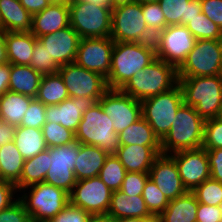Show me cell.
<instances>
[{
  "instance_id": "50",
  "label": "cell",
  "mask_w": 222,
  "mask_h": 222,
  "mask_svg": "<svg viewBox=\"0 0 222 222\" xmlns=\"http://www.w3.org/2000/svg\"><path fill=\"white\" fill-rule=\"evenodd\" d=\"M197 220L200 222H221V206H209L199 203L197 209Z\"/></svg>"
},
{
  "instance_id": "18",
  "label": "cell",
  "mask_w": 222,
  "mask_h": 222,
  "mask_svg": "<svg viewBox=\"0 0 222 222\" xmlns=\"http://www.w3.org/2000/svg\"><path fill=\"white\" fill-rule=\"evenodd\" d=\"M149 179L170 200L187 192L178 173L176 162L170 155L160 154L149 170Z\"/></svg>"
},
{
  "instance_id": "61",
  "label": "cell",
  "mask_w": 222,
  "mask_h": 222,
  "mask_svg": "<svg viewBox=\"0 0 222 222\" xmlns=\"http://www.w3.org/2000/svg\"><path fill=\"white\" fill-rule=\"evenodd\" d=\"M143 222H163L160 216H152L150 218L145 219Z\"/></svg>"
},
{
  "instance_id": "13",
  "label": "cell",
  "mask_w": 222,
  "mask_h": 222,
  "mask_svg": "<svg viewBox=\"0 0 222 222\" xmlns=\"http://www.w3.org/2000/svg\"><path fill=\"white\" fill-rule=\"evenodd\" d=\"M80 143L65 144L63 146L50 147L49 170L44 182L71 193L76 184L74 167L79 154Z\"/></svg>"
},
{
  "instance_id": "59",
  "label": "cell",
  "mask_w": 222,
  "mask_h": 222,
  "mask_svg": "<svg viewBox=\"0 0 222 222\" xmlns=\"http://www.w3.org/2000/svg\"><path fill=\"white\" fill-rule=\"evenodd\" d=\"M82 1L110 7V0H82Z\"/></svg>"
},
{
  "instance_id": "35",
  "label": "cell",
  "mask_w": 222,
  "mask_h": 222,
  "mask_svg": "<svg viewBox=\"0 0 222 222\" xmlns=\"http://www.w3.org/2000/svg\"><path fill=\"white\" fill-rule=\"evenodd\" d=\"M69 98L64 81L59 73L43 75L36 99L44 105H57Z\"/></svg>"
},
{
  "instance_id": "57",
  "label": "cell",
  "mask_w": 222,
  "mask_h": 222,
  "mask_svg": "<svg viewBox=\"0 0 222 222\" xmlns=\"http://www.w3.org/2000/svg\"><path fill=\"white\" fill-rule=\"evenodd\" d=\"M135 0H110V7L117 8L123 5H126L128 3L134 2Z\"/></svg>"
},
{
  "instance_id": "6",
  "label": "cell",
  "mask_w": 222,
  "mask_h": 222,
  "mask_svg": "<svg viewBox=\"0 0 222 222\" xmlns=\"http://www.w3.org/2000/svg\"><path fill=\"white\" fill-rule=\"evenodd\" d=\"M70 26L80 38H105L111 34L112 8L75 0L69 6Z\"/></svg>"
},
{
  "instance_id": "66",
  "label": "cell",
  "mask_w": 222,
  "mask_h": 222,
  "mask_svg": "<svg viewBox=\"0 0 222 222\" xmlns=\"http://www.w3.org/2000/svg\"><path fill=\"white\" fill-rule=\"evenodd\" d=\"M3 122V118L1 117V115H0V124Z\"/></svg>"
},
{
  "instance_id": "22",
  "label": "cell",
  "mask_w": 222,
  "mask_h": 222,
  "mask_svg": "<svg viewBox=\"0 0 222 222\" xmlns=\"http://www.w3.org/2000/svg\"><path fill=\"white\" fill-rule=\"evenodd\" d=\"M70 25L69 6L51 3L32 16L31 33L36 37L54 33Z\"/></svg>"
},
{
  "instance_id": "3",
  "label": "cell",
  "mask_w": 222,
  "mask_h": 222,
  "mask_svg": "<svg viewBox=\"0 0 222 222\" xmlns=\"http://www.w3.org/2000/svg\"><path fill=\"white\" fill-rule=\"evenodd\" d=\"M178 84V70L159 58L134 74L120 90L143 101L174 88Z\"/></svg>"
},
{
  "instance_id": "39",
  "label": "cell",
  "mask_w": 222,
  "mask_h": 222,
  "mask_svg": "<svg viewBox=\"0 0 222 222\" xmlns=\"http://www.w3.org/2000/svg\"><path fill=\"white\" fill-rule=\"evenodd\" d=\"M41 130L48 148L63 146L75 141V133L60 124L46 122Z\"/></svg>"
},
{
  "instance_id": "23",
  "label": "cell",
  "mask_w": 222,
  "mask_h": 222,
  "mask_svg": "<svg viewBox=\"0 0 222 222\" xmlns=\"http://www.w3.org/2000/svg\"><path fill=\"white\" fill-rule=\"evenodd\" d=\"M107 215L111 219L142 218L147 219L153 215L149 212L142 196H128L121 190L113 191Z\"/></svg>"
},
{
  "instance_id": "21",
  "label": "cell",
  "mask_w": 222,
  "mask_h": 222,
  "mask_svg": "<svg viewBox=\"0 0 222 222\" xmlns=\"http://www.w3.org/2000/svg\"><path fill=\"white\" fill-rule=\"evenodd\" d=\"M162 154L161 146L120 145L114 155L127 172L149 173L154 160Z\"/></svg>"
},
{
  "instance_id": "2",
  "label": "cell",
  "mask_w": 222,
  "mask_h": 222,
  "mask_svg": "<svg viewBox=\"0 0 222 222\" xmlns=\"http://www.w3.org/2000/svg\"><path fill=\"white\" fill-rule=\"evenodd\" d=\"M205 120L192 106L183 104L176 113L169 132L161 140L162 154L203 146Z\"/></svg>"
},
{
  "instance_id": "26",
  "label": "cell",
  "mask_w": 222,
  "mask_h": 222,
  "mask_svg": "<svg viewBox=\"0 0 222 222\" xmlns=\"http://www.w3.org/2000/svg\"><path fill=\"white\" fill-rule=\"evenodd\" d=\"M0 16L4 32H31L32 15L19 0H0Z\"/></svg>"
},
{
  "instance_id": "56",
  "label": "cell",
  "mask_w": 222,
  "mask_h": 222,
  "mask_svg": "<svg viewBox=\"0 0 222 222\" xmlns=\"http://www.w3.org/2000/svg\"><path fill=\"white\" fill-rule=\"evenodd\" d=\"M86 222H112L107 214H90Z\"/></svg>"
},
{
  "instance_id": "8",
  "label": "cell",
  "mask_w": 222,
  "mask_h": 222,
  "mask_svg": "<svg viewBox=\"0 0 222 222\" xmlns=\"http://www.w3.org/2000/svg\"><path fill=\"white\" fill-rule=\"evenodd\" d=\"M110 37L114 42L154 43L155 35L147 27L141 3L134 1L112 9Z\"/></svg>"
},
{
  "instance_id": "65",
  "label": "cell",
  "mask_w": 222,
  "mask_h": 222,
  "mask_svg": "<svg viewBox=\"0 0 222 222\" xmlns=\"http://www.w3.org/2000/svg\"><path fill=\"white\" fill-rule=\"evenodd\" d=\"M0 31H3V22H2L1 16H0Z\"/></svg>"
},
{
  "instance_id": "40",
  "label": "cell",
  "mask_w": 222,
  "mask_h": 222,
  "mask_svg": "<svg viewBox=\"0 0 222 222\" xmlns=\"http://www.w3.org/2000/svg\"><path fill=\"white\" fill-rule=\"evenodd\" d=\"M30 66L42 75L56 74L60 68V66L49 55L45 46L39 41V39L35 42Z\"/></svg>"
},
{
  "instance_id": "42",
  "label": "cell",
  "mask_w": 222,
  "mask_h": 222,
  "mask_svg": "<svg viewBox=\"0 0 222 222\" xmlns=\"http://www.w3.org/2000/svg\"><path fill=\"white\" fill-rule=\"evenodd\" d=\"M142 11L148 29L156 36L166 27V20L158 2L142 4Z\"/></svg>"
},
{
  "instance_id": "24",
  "label": "cell",
  "mask_w": 222,
  "mask_h": 222,
  "mask_svg": "<svg viewBox=\"0 0 222 222\" xmlns=\"http://www.w3.org/2000/svg\"><path fill=\"white\" fill-rule=\"evenodd\" d=\"M108 155V152L99 147L80 144L74 167L76 181L98 176Z\"/></svg>"
},
{
  "instance_id": "33",
  "label": "cell",
  "mask_w": 222,
  "mask_h": 222,
  "mask_svg": "<svg viewBox=\"0 0 222 222\" xmlns=\"http://www.w3.org/2000/svg\"><path fill=\"white\" fill-rule=\"evenodd\" d=\"M120 145L161 146L149 123L141 117L118 134Z\"/></svg>"
},
{
  "instance_id": "36",
  "label": "cell",
  "mask_w": 222,
  "mask_h": 222,
  "mask_svg": "<svg viewBox=\"0 0 222 222\" xmlns=\"http://www.w3.org/2000/svg\"><path fill=\"white\" fill-rule=\"evenodd\" d=\"M127 171L114 154H109L98 177L113 192L120 190Z\"/></svg>"
},
{
  "instance_id": "29",
  "label": "cell",
  "mask_w": 222,
  "mask_h": 222,
  "mask_svg": "<svg viewBox=\"0 0 222 222\" xmlns=\"http://www.w3.org/2000/svg\"><path fill=\"white\" fill-rule=\"evenodd\" d=\"M198 201L191 191L169 201L167 208L159 215L163 222H195Z\"/></svg>"
},
{
  "instance_id": "51",
  "label": "cell",
  "mask_w": 222,
  "mask_h": 222,
  "mask_svg": "<svg viewBox=\"0 0 222 222\" xmlns=\"http://www.w3.org/2000/svg\"><path fill=\"white\" fill-rule=\"evenodd\" d=\"M16 191L17 188L15 184L0 179V211L8 208L11 204L15 202V200H13V195Z\"/></svg>"
},
{
  "instance_id": "25",
  "label": "cell",
  "mask_w": 222,
  "mask_h": 222,
  "mask_svg": "<svg viewBox=\"0 0 222 222\" xmlns=\"http://www.w3.org/2000/svg\"><path fill=\"white\" fill-rule=\"evenodd\" d=\"M7 60L10 64L30 65L36 38L31 32H4Z\"/></svg>"
},
{
  "instance_id": "37",
  "label": "cell",
  "mask_w": 222,
  "mask_h": 222,
  "mask_svg": "<svg viewBox=\"0 0 222 222\" xmlns=\"http://www.w3.org/2000/svg\"><path fill=\"white\" fill-rule=\"evenodd\" d=\"M196 40L222 39V29L213 23L204 13L198 14L186 25Z\"/></svg>"
},
{
  "instance_id": "52",
  "label": "cell",
  "mask_w": 222,
  "mask_h": 222,
  "mask_svg": "<svg viewBox=\"0 0 222 222\" xmlns=\"http://www.w3.org/2000/svg\"><path fill=\"white\" fill-rule=\"evenodd\" d=\"M19 2L32 16L51 4L50 0H19Z\"/></svg>"
},
{
  "instance_id": "19",
  "label": "cell",
  "mask_w": 222,
  "mask_h": 222,
  "mask_svg": "<svg viewBox=\"0 0 222 222\" xmlns=\"http://www.w3.org/2000/svg\"><path fill=\"white\" fill-rule=\"evenodd\" d=\"M96 103L97 101L94 98L69 97L57 105H47L45 111L46 122L60 124L75 133L82 120L83 113Z\"/></svg>"
},
{
  "instance_id": "47",
  "label": "cell",
  "mask_w": 222,
  "mask_h": 222,
  "mask_svg": "<svg viewBox=\"0 0 222 222\" xmlns=\"http://www.w3.org/2000/svg\"><path fill=\"white\" fill-rule=\"evenodd\" d=\"M89 215L87 211L69 202L58 215L48 222H86Z\"/></svg>"
},
{
  "instance_id": "1",
  "label": "cell",
  "mask_w": 222,
  "mask_h": 222,
  "mask_svg": "<svg viewBox=\"0 0 222 222\" xmlns=\"http://www.w3.org/2000/svg\"><path fill=\"white\" fill-rule=\"evenodd\" d=\"M156 59L155 43L115 42L107 85L120 90L137 72Z\"/></svg>"
},
{
  "instance_id": "53",
  "label": "cell",
  "mask_w": 222,
  "mask_h": 222,
  "mask_svg": "<svg viewBox=\"0 0 222 222\" xmlns=\"http://www.w3.org/2000/svg\"><path fill=\"white\" fill-rule=\"evenodd\" d=\"M17 126L2 122L0 124V146L14 141Z\"/></svg>"
},
{
  "instance_id": "30",
  "label": "cell",
  "mask_w": 222,
  "mask_h": 222,
  "mask_svg": "<svg viewBox=\"0 0 222 222\" xmlns=\"http://www.w3.org/2000/svg\"><path fill=\"white\" fill-rule=\"evenodd\" d=\"M50 149L38 153L33 158L26 159L24 161L22 174L20 176L19 182L16 184L17 190L22 191L30 185L37 183H42L45 180L46 174L48 172L50 163Z\"/></svg>"
},
{
  "instance_id": "7",
  "label": "cell",
  "mask_w": 222,
  "mask_h": 222,
  "mask_svg": "<svg viewBox=\"0 0 222 222\" xmlns=\"http://www.w3.org/2000/svg\"><path fill=\"white\" fill-rule=\"evenodd\" d=\"M30 187L28 193L18 197L25 206L31 222H48L58 215L70 202L69 193L46 182Z\"/></svg>"
},
{
  "instance_id": "45",
  "label": "cell",
  "mask_w": 222,
  "mask_h": 222,
  "mask_svg": "<svg viewBox=\"0 0 222 222\" xmlns=\"http://www.w3.org/2000/svg\"><path fill=\"white\" fill-rule=\"evenodd\" d=\"M149 173L127 172L120 190L128 196H142Z\"/></svg>"
},
{
  "instance_id": "41",
  "label": "cell",
  "mask_w": 222,
  "mask_h": 222,
  "mask_svg": "<svg viewBox=\"0 0 222 222\" xmlns=\"http://www.w3.org/2000/svg\"><path fill=\"white\" fill-rule=\"evenodd\" d=\"M142 198L153 216H159L169 204V199L150 179L145 183Z\"/></svg>"
},
{
  "instance_id": "12",
  "label": "cell",
  "mask_w": 222,
  "mask_h": 222,
  "mask_svg": "<svg viewBox=\"0 0 222 222\" xmlns=\"http://www.w3.org/2000/svg\"><path fill=\"white\" fill-rule=\"evenodd\" d=\"M58 73L70 98L89 97L98 102L109 90L105 77L78 66L75 62L60 66Z\"/></svg>"
},
{
  "instance_id": "48",
  "label": "cell",
  "mask_w": 222,
  "mask_h": 222,
  "mask_svg": "<svg viewBox=\"0 0 222 222\" xmlns=\"http://www.w3.org/2000/svg\"><path fill=\"white\" fill-rule=\"evenodd\" d=\"M202 13L222 29V0H201Z\"/></svg>"
},
{
  "instance_id": "62",
  "label": "cell",
  "mask_w": 222,
  "mask_h": 222,
  "mask_svg": "<svg viewBox=\"0 0 222 222\" xmlns=\"http://www.w3.org/2000/svg\"><path fill=\"white\" fill-rule=\"evenodd\" d=\"M137 1L138 3H150V2H159V0H135Z\"/></svg>"
},
{
  "instance_id": "16",
  "label": "cell",
  "mask_w": 222,
  "mask_h": 222,
  "mask_svg": "<svg viewBox=\"0 0 222 222\" xmlns=\"http://www.w3.org/2000/svg\"><path fill=\"white\" fill-rule=\"evenodd\" d=\"M115 42L110 36L105 38H81L75 63L107 79Z\"/></svg>"
},
{
  "instance_id": "4",
  "label": "cell",
  "mask_w": 222,
  "mask_h": 222,
  "mask_svg": "<svg viewBox=\"0 0 222 222\" xmlns=\"http://www.w3.org/2000/svg\"><path fill=\"white\" fill-rule=\"evenodd\" d=\"M185 105L204 119L216 118L222 105V80L218 75L178 78Z\"/></svg>"
},
{
  "instance_id": "34",
  "label": "cell",
  "mask_w": 222,
  "mask_h": 222,
  "mask_svg": "<svg viewBox=\"0 0 222 222\" xmlns=\"http://www.w3.org/2000/svg\"><path fill=\"white\" fill-rule=\"evenodd\" d=\"M14 143L25 160L48 148L42 130L31 127L17 126Z\"/></svg>"
},
{
  "instance_id": "20",
  "label": "cell",
  "mask_w": 222,
  "mask_h": 222,
  "mask_svg": "<svg viewBox=\"0 0 222 222\" xmlns=\"http://www.w3.org/2000/svg\"><path fill=\"white\" fill-rule=\"evenodd\" d=\"M38 39L59 66L75 62L81 38L70 25Z\"/></svg>"
},
{
  "instance_id": "28",
  "label": "cell",
  "mask_w": 222,
  "mask_h": 222,
  "mask_svg": "<svg viewBox=\"0 0 222 222\" xmlns=\"http://www.w3.org/2000/svg\"><path fill=\"white\" fill-rule=\"evenodd\" d=\"M42 77L30 65L10 64L9 91L36 98Z\"/></svg>"
},
{
  "instance_id": "11",
  "label": "cell",
  "mask_w": 222,
  "mask_h": 222,
  "mask_svg": "<svg viewBox=\"0 0 222 222\" xmlns=\"http://www.w3.org/2000/svg\"><path fill=\"white\" fill-rule=\"evenodd\" d=\"M196 38L183 25H169L155 36L156 58L177 69L193 49Z\"/></svg>"
},
{
  "instance_id": "43",
  "label": "cell",
  "mask_w": 222,
  "mask_h": 222,
  "mask_svg": "<svg viewBox=\"0 0 222 222\" xmlns=\"http://www.w3.org/2000/svg\"><path fill=\"white\" fill-rule=\"evenodd\" d=\"M45 111L46 105L34 98L31 101L20 126L42 129L43 125L46 123Z\"/></svg>"
},
{
  "instance_id": "64",
  "label": "cell",
  "mask_w": 222,
  "mask_h": 222,
  "mask_svg": "<svg viewBox=\"0 0 222 222\" xmlns=\"http://www.w3.org/2000/svg\"><path fill=\"white\" fill-rule=\"evenodd\" d=\"M218 76L222 80V62H221L220 71H219Z\"/></svg>"
},
{
  "instance_id": "10",
  "label": "cell",
  "mask_w": 222,
  "mask_h": 222,
  "mask_svg": "<svg viewBox=\"0 0 222 222\" xmlns=\"http://www.w3.org/2000/svg\"><path fill=\"white\" fill-rule=\"evenodd\" d=\"M222 62V39L196 40L186 60L177 69L178 78L218 75Z\"/></svg>"
},
{
  "instance_id": "38",
  "label": "cell",
  "mask_w": 222,
  "mask_h": 222,
  "mask_svg": "<svg viewBox=\"0 0 222 222\" xmlns=\"http://www.w3.org/2000/svg\"><path fill=\"white\" fill-rule=\"evenodd\" d=\"M198 203L209 206L222 205V183L209 178L191 191Z\"/></svg>"
},
{
  "instance_id": "55",
  "label": "cell",
  "mask_w": 222,
  "mask_h": 222,
  "mask_svg": "<svg viewBox=\"0 0 222 222\" xmlns=\"http://www.w3.org/2000/svg\"><path fill=\"white\" fill-rule=\"evenodd\" d=\"M6 42L4 38V31H0V65L7 63Z\"/></svg>"
},
{
  "instance_id": "44",
  "label": "cell",
  "mask_w": 222,
  "mask_h": 222,
  "mask_svg": "<svg viewBox=\"0 0 222 222\" xmlns=\"http://www.w3.org/2000/svg\"><path fill=\"white\" fill-rule=\"evenodd\" d=\"M203 148L222 149V122L216 118L205 120Z\"/></svg>"
},
{
  "instance_id": "58",
  "label": "cell",
  "mask_w": 222,
  "mask_h": 222,
  "mask_svg": "<svg viewBox=\"0 0 222 222\" xmlns=\"http://www.w3.org/2000/svg\"><path fill=\"white\" fill-rule=\"evenodd\" d=\"M144 220L142 218H120L112 219V222H143Z\"/></svg>"
},
{
  "instance_id": "32",
  "label": "cell",
  "mask_w": 222,
  "mask_h": 222,
  "mask_svg": "<svg viewBox=\"0 0 222 222\" xmlns=\"http://www.w3.org/2000/svg\"><path fill=\"white\" fill-rule=\"evenodd\" d=\"M25 159L17 149L14 141L1 146L0 179L17 184L22 174Z\"/></svg>"
},
{
  "instance_id": "46",
  "label": "cell",
  "mask_w": 222,
  "mask_h": 222,
  "mask_svg": "<svg viewBox=\"0 0 222 222\" xmlns=\"http://www.w3.org/2000/svg\"><path fill=\"white\" fill-rule=\"evenodd\" d=\"M0 222H31L22 201L17 198L8 208L0 211Z\"/></svg>"
},
{
  "instance_id": "17",
  "label": "cell",
  "mask_w": 222,
  "mask_h": 222,
  "mask_svg": "<svg viewBox=\"0 0 222 222\" xmlns=\"http://www.w3.org/2000/svg\"><path fill=\"white\" fill-rule=\"evenodd\" d=\"M170 156L176 162L181 181L187 191H192L210 178V167L205 148L181 150Z\"/></svg>"
},
{
  "instance_id": "27",
  "label": "cell",
  "mask_w": 222,
  "mask_h": 222,
  "mask_svg": "<svg viewBox=\"0 0 222 222\" xmlns=\"http://www.w3.org/2000/svg\"><path fill=\"white\" fill-rule=\"evenodd\" d=\"M166 24L186 26L202 13L201 0H159Z\"/></svg>"
},
{
  "instance_id": "54",
  "label": "cell",
  "mask_w": 222,
  "mask_h": 222,
  "mask_svg": "<svg viewBox=\"0 0 222 222\" xmlns=\"http://www.w3.org/2000/svg\"><path fill=\"white\" fill-rule=\"evenodd\" d=\"M10 63L0 65V97L9 91Z\"/></svg>"
},
{
  "instance_id": "5",
  "label": "cell",
  "mask_w": 222,
  "mask_h": 222,
  "mask_svg": "<svg viewBox=\"0 0 222 222\" xmlns=\"http://www.w3.org/2000/svg\"><path fill=\"white\" fill-rule=\"evenodd\" d=\"M75 141L99 147L109 154H114L120 146L113 123L103 112L99 102L83 113L75 132Z\"/></svg>"
},
{
  "instance_id": "60",
  "label": "cell",
  "mask_w": 222,
  "mask_h": 222,
  "mask_svg": "<svg viewBox=\"0 0 222 222\" xmlns=\"http://www.w3.org/2000/svg\"><path fill=\"white\" fill-rule=\"evenodd\" d=\"M51 3L70 6L75 0H50Z\"/></svg>"
},
{
  "instance_id": "63",
  "label": "cell",
  "mask_w": 222,
  "mask_h": 222,
  "mask_svg": "<svg viewBox=\"0 0 222 222\" xmlns=\"http://www.w3.org/2000/svg\"><path fill=\"white\" fill-rule=\"evenodd\" d=\"M216 119H218L219 121L222 122V105H221V107L219 108V112H218V114H217Z\"/></svg>"
},
{
  "instance_id": "14",
  "label": "cell",
  "mask_w": 222,
  "mask_h": 222,
  "mask_svg": "<svg viewBox=\"0 0 222 222\" xmlns=\"http://www.w3.org/2000/svg\"><path fill=\"white\" fill-rule=\"evenodd\" d=\"M98 102L117 134L142 117L141 101L121 90L109 89Z\"/></svg>"
},
{
  "instance_id": "49",
  "label": "cell",
  "mask_w": 222,
  "mask_h": 222,
  "mask_svg": "<svg viewBox=\"0 0 222 222\" xmlns=\"http://www.w3.org/2000/svg\"><path fill=\"white\" fill-rule=\"evenodd\" d=\"M210 167V178L222 183V149H206Z\"/></svg>"
},
{
  "instance_id": "31",
  "label": "cell",
  "mask_w": 222,
  "mask_h": 222,
  "mask_svg": "<svg viewBox=\"0 0 222 222\" xmlns=\"http://www.w3.org/2000/svg\"><path fill=\"white\" fill-rule=\"evenodd\" d=\"M34 98L7 91L0 97V115L3 122L20 126L26 111Z\"/></svg>"
},
{
  "instance_id": "9",
  "label": "cell",
  "mask_w": 222,
  "mask_h": 222,
  "mask_svg": "<svg viewBox=\"0 0 222 222\" xmlns=\"http://www.w3.org/2000/svg\"><path fill=\"white\" fill-rule=\"evenodd\" d=\"M184 104L179 84L169 91L141 101L142 117L161 141L169 132L177 110Z\"/></svg>"
},
{
  "instance_id": "15",
  "label": "cell",
  "mask_w": 222,
  "mask_h": 222,
  "mask_svg": "<svg viewBox=\"0 0 222 222\" xmlns=\"http://www.w3.org/2000/svg\"><path fill=\"white\" fill-rule=\"evenodd\" d=\"M112 191L96 176L76 181L69 194L70 203L89 214H107Z\"/></svg>"
}]
</instances>
